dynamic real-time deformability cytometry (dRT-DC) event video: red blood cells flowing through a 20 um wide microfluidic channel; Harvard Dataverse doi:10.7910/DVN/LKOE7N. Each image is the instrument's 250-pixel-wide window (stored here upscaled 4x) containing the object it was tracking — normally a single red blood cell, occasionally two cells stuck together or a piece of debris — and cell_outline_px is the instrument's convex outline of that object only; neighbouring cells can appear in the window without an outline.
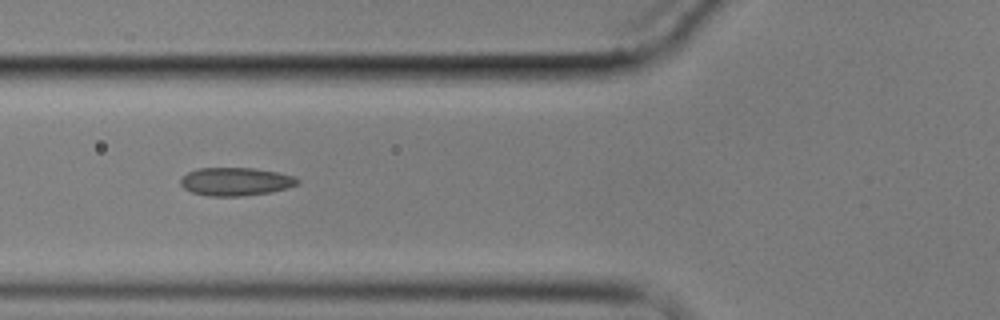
{"species": "common noctule bat (a hibernating species)", "species_latin": "Nyctalus noctula", "temperature_condition": "cold", "stored_images_in_passage": 3, "camera_frame_rate_fps": 3000, "um_per_image_px": 0.085, "animal": {"sex": "male", "body_mass_g": 17.9}, "frame": {"image": 1, "passage_image": 2, "time_ms": 1.333, "image_size_px": [1000, 320], "cell_outline_px": [[300, 184], [288, 188], [272, 192], [244, 196], [208, 196], [192, 192], [184, 188], [180, 184], [180, 180], [188, 172], [196, 168], [252, 168], [276, 172], [296, 176], [300, 180]], "centroid_in_image_um": [20.07, 15.44], "position_along_channel_um": 105.7, "area_um2": 19.36}}
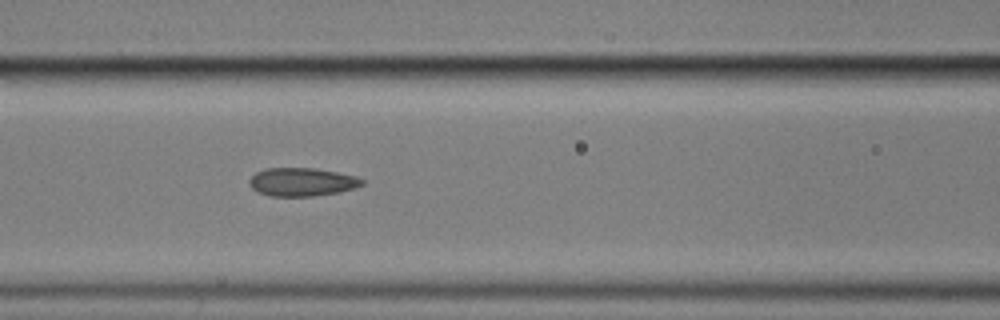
{"frame": {"image": 2, "passage_image": 3, "time_ms": 2.333, "image_size_px": [1000, 320], "cell_outline_px": [[364, 184], [356, 188], [340, 192], [312, 196], [268, 196], [252, 188], [248, 184], [248, 180], [256, 172], [268, 168], [316, 168], [356, 176], [364, 180]], "centroid_in_image_um": [25.68, 15.47], "position_along_channel_um": 140.9, "area_um2": 18.67}}